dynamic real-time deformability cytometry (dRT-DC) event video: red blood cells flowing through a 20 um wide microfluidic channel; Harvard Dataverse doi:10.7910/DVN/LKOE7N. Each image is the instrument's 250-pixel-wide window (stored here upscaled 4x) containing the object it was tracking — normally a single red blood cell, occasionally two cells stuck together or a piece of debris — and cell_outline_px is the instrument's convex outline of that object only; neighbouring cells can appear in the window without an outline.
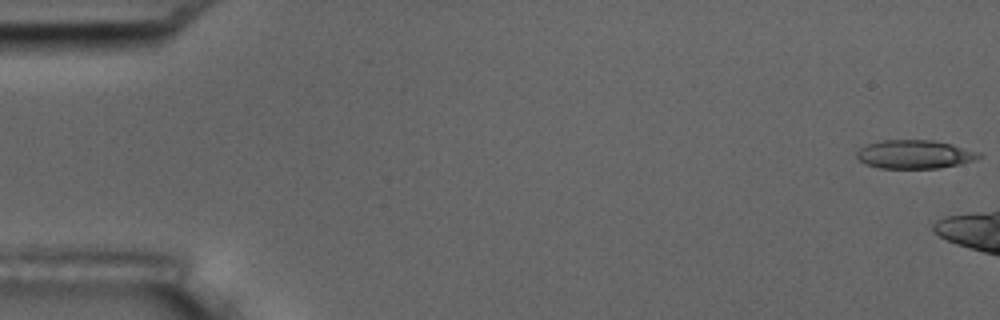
{"species": "common noctule bat (a hibernating species)", "species_latin": "Nyctalus noctula", "temperature_condition": "room temperature", "stored_images_in_passage": 4, "camera_frame_rate_fps": 3000, "um_per_image_px": 0.085, "animal": {"sex": "male", "body_mass_g": 17.5, "forearm_length_mm": 52.3}, "frame": {"image": 1, "passage_image": 1, "time_ms": 0.0, "image_size_px": [1000, 320], "cell_outline_px": [[980, 156], [972, 160], [960, 164], [940, 168], [880, 168], [864, 164], [856, 156], [856, 152], [860, 148], [868, 144], [884, 140], [932, 140], [952, 144], [980, 152]], "centroid_in_image_um": [77.72, 13.12], "position_along_channel_um": 7.3, "area_um2": 20.23}}